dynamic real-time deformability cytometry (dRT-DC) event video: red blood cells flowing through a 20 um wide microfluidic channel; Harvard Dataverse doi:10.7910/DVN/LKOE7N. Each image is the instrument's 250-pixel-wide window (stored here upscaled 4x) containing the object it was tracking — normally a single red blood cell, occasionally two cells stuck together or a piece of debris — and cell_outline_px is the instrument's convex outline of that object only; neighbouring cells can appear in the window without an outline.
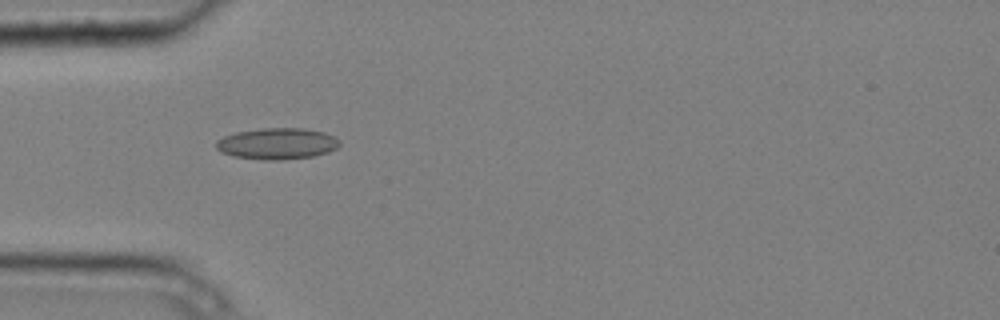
{"species": "common noctule bat (a hibernating species)", "species_latin": "Nyctalus noctula", "temperature_condition": "cold", "stored_images_in_passage": 1, "camera_frame_rate_fps": 3000, "um_per_image_px": 0.085, "animal": {"sex": "male", "body_mass_g": 20.4}, "frame": {"image": 1, "passage_image": 1, "time_ms": 0.0, "image_size_px": [1000, 320], "cell_outline_px": [[340, 144], [336, 148], [328, 152], [312, 156], [280, 160], [264, 160], [232, 156], [220, 152], [216, 148], [216, 140], [224, 136], [236, 132], [264, 128], [300, 128], [324, 132], [336, 136], [340, 140]], "centroid_in_image_um": [23.55, 12.21], "position_along_channel_um": 61.4, "area_um2": 22.6}}